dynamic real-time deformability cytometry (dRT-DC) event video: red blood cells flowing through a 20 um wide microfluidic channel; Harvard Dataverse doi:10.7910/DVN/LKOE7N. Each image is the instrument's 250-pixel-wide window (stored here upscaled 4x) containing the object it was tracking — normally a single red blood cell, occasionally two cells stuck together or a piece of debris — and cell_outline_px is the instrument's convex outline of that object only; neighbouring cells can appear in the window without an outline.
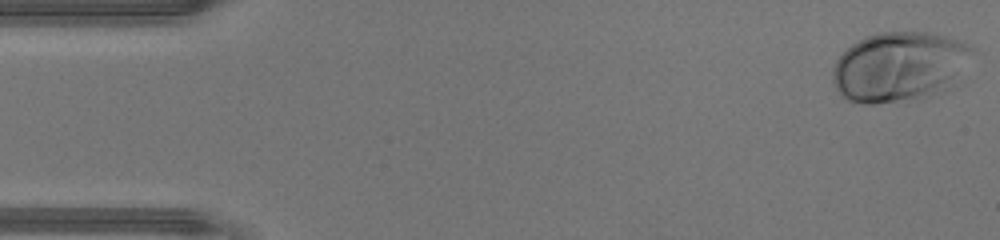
{"species": "human", "species_latin": "Homo sapiens", "temperature_condition": "warm", "stored_images_in_passage": 44, "camera_frame_rate_fps": 3000, "um_per_image_px": 0.085, "donor": {"sex": "male"}, "frame": {"image": 1, "passage_image": 1, "time_ms": 0.0, "image_size_px": [1000, 240], "cell_outline_px": [[976, 52], [944, 92], [924, 100], [876, 104], [860, 104], [848, 100], [840, 96], [832, 80], [832, 68], [836, 60], [852, 44], [864, 36], [880, 32], [932, 32], [960, 40], [976, 48]], "centroid_in_image_um": [76.45, 5.69], "position_along_channel_um": 8.6, "area_um2": 57.86}}
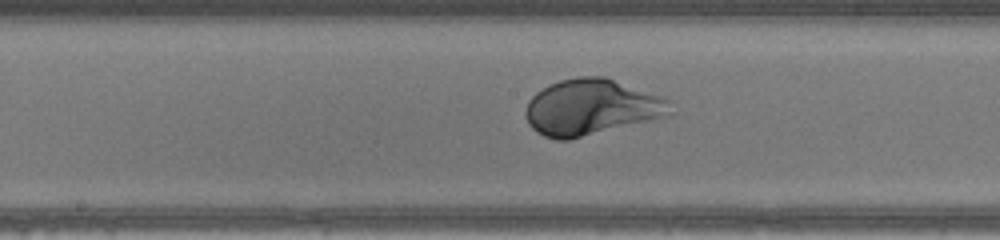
{"frame": {"image": 2, "passage_image": 22, "time_ms": 7.0, "image_size_px": [1000, 240], "cell_outline_px": [[676, 112], [652, 120], [568, 140], [556, 140], [544, 136], [536, 132], [528, 124], [524, 116], [524, 112], [528, 100], [536, 92], [548, 84], [560, 80], [576, 76], [604, 76], [664, 96], [668, 100]], "centroid_in_image_um": [50.26, 9.11], "position_along_channel_um": 197.9, "area_um2": 47.74}}
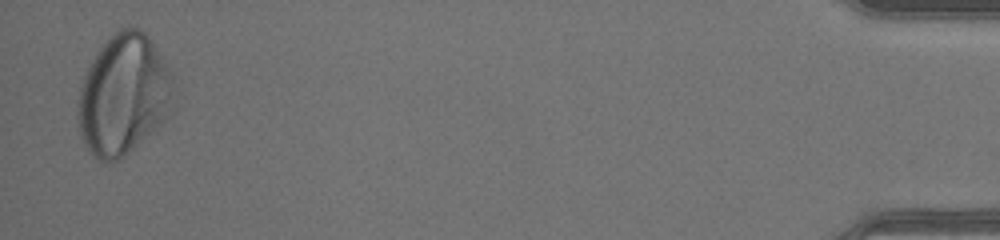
{"frame": {"image": 3, "passage_image": 43, "time_ms": 14.0, "image_size_px": [1000, 240], "cell_outline_px": [[180, 84], [176, 108], [160, 124], [120, 160], [112, 164], [100, 160], [92, 156], [88, 152], [84, 144], [80, 132], [76, 112], [76, 104], [80, 88], [84, 76], [96, 52], [108, 36], [120, 28], [140, 28], [148, 36]], "centroid_in_image_um": [10.56, 8.07], "position_along_channel_um": 424.6, "area_um2": 68.96}}